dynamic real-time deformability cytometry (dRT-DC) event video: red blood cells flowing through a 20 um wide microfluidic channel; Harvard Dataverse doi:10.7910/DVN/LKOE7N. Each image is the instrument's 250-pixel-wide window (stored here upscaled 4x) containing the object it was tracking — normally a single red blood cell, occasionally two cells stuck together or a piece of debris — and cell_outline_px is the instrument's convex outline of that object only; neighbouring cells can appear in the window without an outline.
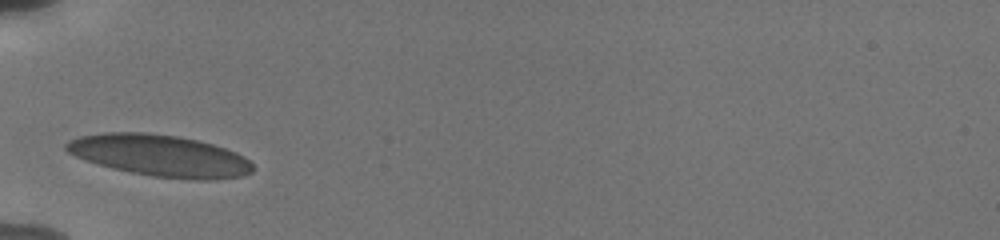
{"species": "human", "species_latin": "Homo sapiens", "temperature_condition": "cold", "stored_images_in_passage": 3, "camera_frame_rate_fps": 3000, "um_per_image_px": 0.085, "donor": {"sex": "male"}, "frame": {"image": 1, "passage_image": 1, "time_ms": 0.0, "image_size_px": [1000, 240], "cell_outline_px": [[252, 172], [244, 176], [212, 180], [188, 180], [152, 176], [112, 168], [96, 164], [76, 156], [68, 152], [64, 148], [64, 144], [68, 140], [80, 136], [100, 132], [148, 132], [176, 136], [196, 140], [212, 144], [236, 152], [244, 156], [252, 164]], "centroid_in_image_um": [13.58, 13.23], "position_along_channel_um": 71.4, "area_um2": 45.49}}